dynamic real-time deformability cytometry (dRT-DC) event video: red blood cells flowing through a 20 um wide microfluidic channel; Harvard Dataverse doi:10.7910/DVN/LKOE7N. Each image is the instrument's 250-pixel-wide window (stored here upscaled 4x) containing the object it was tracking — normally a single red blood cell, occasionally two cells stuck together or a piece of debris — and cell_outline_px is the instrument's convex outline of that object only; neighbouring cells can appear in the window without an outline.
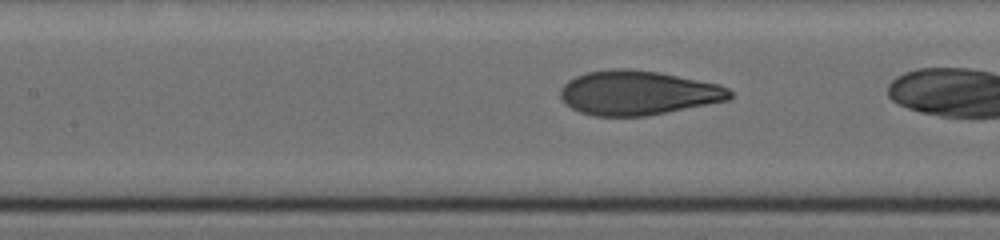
{"species": "human", "species_latin": "Homo sapiens", "temperature_condition": "cold", "stored_images_in_passage": 21, "camera_frame_rate_fps": 3000, "um_per_image_px": 0.085, "donor": {"sex": "female"}, "frame": {"image": 1, "passage_image": 20, "time_ms": 8.667, "image_size_px": [1000, 240], "cell_outline_px": [[732, 96], [728, 100], [648, 116], [592, 116], [580, 112], [572, 108], [560, 96], [560, 88], [568, 80], [584, 72], [612, 68], [632, 68], [660, 72], [720, 84], [728, 88], [732, 92]], "centroid_in_image_um": [54.22, 7.88], "position_along_channel_um": 153.2, "area_um2": 44.1}}